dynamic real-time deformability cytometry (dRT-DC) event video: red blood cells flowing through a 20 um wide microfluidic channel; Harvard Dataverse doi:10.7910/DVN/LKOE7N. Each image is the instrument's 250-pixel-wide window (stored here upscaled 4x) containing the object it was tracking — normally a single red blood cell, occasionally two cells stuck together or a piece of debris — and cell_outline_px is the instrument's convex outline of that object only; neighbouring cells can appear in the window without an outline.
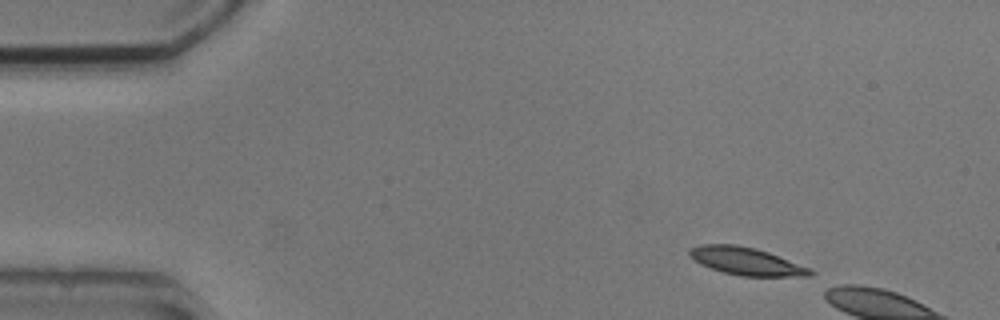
{"species": "common noctule bat (a hibernating species)", "species_latin": "Nyctalus noctula", "temperature_condition": "cold", "stored_images_in_passage": 3, "camera_frame_rate_fps": 3000, "um_per_image_px": 0.085, "animal": {"sex": "male", "body_mass_g": 20.5, "forearm_length_mm": 52.5}, "frame": {"image": 1, "passage_image": 1, "time_ms": 0.0, "image_size_px": [1000, 320], "cell_outline_px": [[816, 272], [808, 276], [740, 276], [724, 272], [700, 264], [688, 252], [692, 248], [700, 244], [736, 244], [756, 248], [768, 252], [812, 268]], "centroid_in_image_um": [63.49, 22.2], "position_along_channel_um": 21.5, "area_um2": 19.36}}